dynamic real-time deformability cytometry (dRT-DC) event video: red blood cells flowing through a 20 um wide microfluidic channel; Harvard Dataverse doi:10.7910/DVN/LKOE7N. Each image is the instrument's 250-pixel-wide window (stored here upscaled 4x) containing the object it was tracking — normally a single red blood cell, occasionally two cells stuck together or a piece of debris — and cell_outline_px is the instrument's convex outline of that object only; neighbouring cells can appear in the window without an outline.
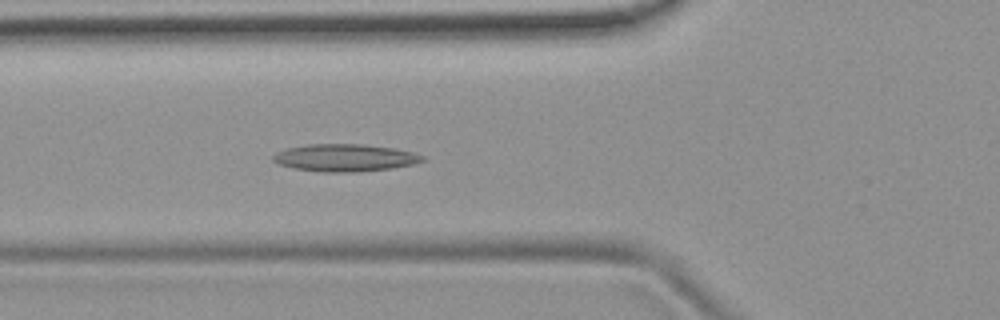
{"species": "common noctule bat (a hibernating species)", "species_latin": "Nyctalus noctula", "temperature_condition": "room temperature", "stored_images_in_passage": 53, "camera_frame_rate_fps": 3000, "um_per_image_px": 0.085, "animal": {"sex": "female", "body_mass_g": 19.9}, "frame": {"image": 1, "passage_image": 19, "time_ms": 6.0, "image_size_px": [1000, 320], "cell_outline_px": [[428, 160], [412, 164], [392, 168], [360, 172], [320, 172], [296, 168], [280, 164], [272, 160], [272, 156], [276, 152], [288, 148], [308, 144], [364, 144], [396, 148], [416, 152], [424, 156]], "centroid_in_image_um": [29.39, 13.4], "position_along_channel_um": 96.4, "area_um2": 24.04}}
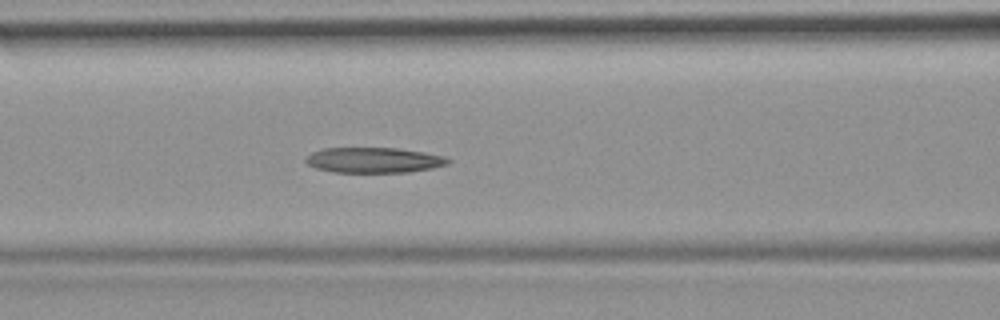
{"frame": {"image": 2, "passage_image": 22, "time_ms": 7.0, "image_size_px": [1000, 320], "cell_outline_px": [[452, 160], [448, 164], [432, 168], [408, 172], [332, 172], [316, 168], [308, 164], [304, 160], [312, 152], [324, 148], [396, 148], [424, 152], [444, 156]], "centroid_in_image_um": [31.79, 13.61], "position_along_channel_um": 134.8, "area_um2": 20.98}}
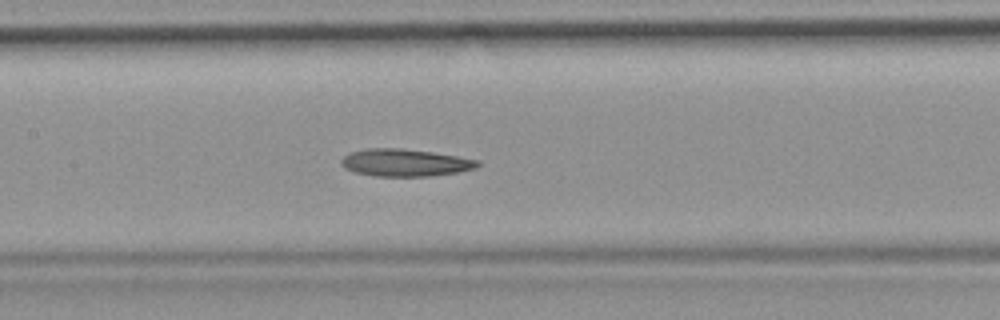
{"frame": {"image": 3, "passage_image": 25, "time_ms": 8.0, "image_size_px": [1000, 320], "cell_outline_px": [[480, 164], [476, 168], [460, 172], [428, 176], [376, 176], [356, 172], [344, 168], [340, 164], [340, 160], [348, 152], [364, 148], [400, 148], [432, 152], [480, 160]], "centroid_in_image_um": [34.41, 13.82], "position_along_channel_um": 173.0, "area_um2": 21.85}, "authors_computed_cell_mechanics": {"area_um2": 22.4264, "velocity_mm_per_s": 3.8228, "shape_relaxation_time_tau1_ms": null, "shape_relaxation_time_tau2_ms": 9.7455, "deformation_change_tau1": null, "deformation_change_tau2": 0.2048}}